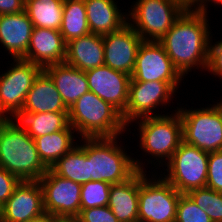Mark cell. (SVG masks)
<instances>
[{"mask_svg": "<svg viewBox=\"0 0 222 222\" xmlns=\"http://www.w3.org/2000/svg\"><path fill=\"white\" fill-rule=\"evenodd\" d=\"M208 23L207 13L187 8L159 41L183 77L193 68L207 71L212 39Z\"/></svg>", "mask_w": 222, "mask_h": 222, "instance_id": "1", "label": "cell"}, {"mask_svg": "<svg viewBox=\"0 0 222 222\" xmlns=\"http://www.w3.org/2000/svg\"><path fill=\"white\" fill-rule=\"evenodd\" d=\"M0 167L21 181H38L48 170L34 139L15 118H0Z\"/></svg>", "mask_w": 222, "mask_h": 222, "instance_id": "2", "label": "cell"}, {"mask_svg": "<svg viewBox=\"0 0 222 222\" xmlns=\"http://www.w3.org/2000/svg\"><path fill=\"white\" fill-rule=\"evenodd\" d=\"M80 138L78 144L89 155V181L122 183L138 170H144L141 159L131 158L123 145L117 144L119 137ZM143 164V165H142Z\"/></svg>", "mask_w": 222, "mask_h": 222, "instance_id": "3", "label": "cell"}, {"mask_svg": "<svg viewBox=\"0 0 222 222\" xmlns=\"http://www.w3.org/2000/svg\"><path fill=\"white\" fill-rule=\"evenodd\" d=\"M68 120L81 138L120 137L128 127L116 108L91 91L68 109Z\"/></svg>", "mask_w": 222, "mask_h": 222, "instance_id": "4", "label": "cell"}, {"mask_svg": "<svg viewBox=\"0 0 222 222\" xmlns=\"http://www.w3.org/2000/svg\"><path fill=\"white\" fill-rule=\"evenodd\" d=\"M174 111L169 115L143 117L135 122L139 125V147L154 157L153 163L159 160L156 165L163 166V162L165 165L183 142L182 120L178 110Z\"/></svg>", "mask_w": 222, "mask_h": 222, "instance_id": "5", "label": "cell"}, {"mask_svg": "<svg viewBox=\"0 0 222 222\" xmlns=\"http://www.w3.org/2000/svg\"><path fill=\"white\" fill-rule=\"evenodd\" d=\"M187 8L179 0H137L127 22L143 41H160Z\"/></svg>", "mask_w": 222, "mask_h": 222, "instance_id": "6", "label": "cell"}, {"mask_svg": "<svg viewBox=\"0 0 222 222\" xmlns=\"http://www.w3.org/2000/svg\"><path fill=\"white\" fill-rule=\"evenodd\" d=\"M146 172L140 171L138 222H175L181 193L162 176L154 173L151 179Z\"/></svg>", "mask_w": 222, "mask_h": 222, "instance_id": "7", "label": "cell"}, {"mask_svg": "<svg viewBox=\"0 0 222 222\" xmlns=\"http://www.w3.org/2000/svg\"><path fill=\"white\" fill-rule=\"evenodd\" d=\"M208 157L209 152L182 142L160 175L181 194L206 187Z\"/></svg>", "mask_w": 222, "mask_h": 222, "instance_id": "8", "label": "cell"}, {"mask_svg": "<svg viewBox=\"0 0 222 222\" xmlns=\"http://www.w3.org/2000/svg\"><path fill=\"white\" fill-rule=\"evenodd\" d=\"M183 142L206 152L222 151V116L214 104L204 108H179Z\"/></svg>", "mask_w": 222, "mask_h": 222, "instance_id": "9", "label": "cell"}, {"mask_svg": "<svg viewBox=\"0 0 222 222\" xmlns=\"http://www.w3.org/2000/svg\"><path fill=\"white\" fill-rule=\"evenodd\" d=\"M12 60L11 68L0 74V118H15L22 111L27 93L43 70L22 58Z\"/></svg>", "mask_w": 222, "mask_h": 222, "instance_id": "10", "label": "cell"}, {"mask_svg": "<svg viewBox=\"0 0 222 222\" xmlns=\"http://www.w3.org/2000/svg\"><path fill=\"white\" fill-rule=\"evenodd\" d=\"M38 181L46 214L65 221H73L79 215L81 184L55 174L50 168Z\"/></svg>", "mask_w": 222, "mask_h": 222, "instance_id": "11", "label": "cell"}, {"mask_svg": "<svg viewBox=\"0 0 222 222\" xmlns=\"http://www.w3.org/2000/svg\"><path fill=\"white\" fill-rule=\"evenodd\" d=\"M176 89L168 82L163 81H130L129 97L125 111L121 114L124 123L128 126L140 118L160 116L159 106L168 105L172 101Z\"/></svg>", "mask_w": 222, "mask_h": 222, "instance_id": "12", "label": "cell"}, {"mask_svg": "<svg viewBox=\"0 0 222 222\" xmlns=\"http://www.w3.org/2000/svg\"><path fill=\"white\" fill-rule=\"evenodd\" d=\"M184 77L175 68L159 41H143L139 46L131 81H163L176 90Z\"/></svg>", "mask_w": 222, "mask_h": 222, "instance_id": "13", "label": "cell"}, {"mask_svg": "<svg viewBox=\"0 0 222 222\" xmlns=\"http://www.w3.org/2000/svg\"><path fill=\"white\" fill-rule=\"evenodd\" d=\"M142 42L128 22L119 30L103 35L104 65L131 76Z\"/></svg>", "mask_w": 222, "mask_h": 222, "instance_id": "14", "label": "cell"}, {"mask_svg": "<svg viewBox=\"0 0 222 222\" xmlns=\"http://www.w3.org/2000/svg\"><path fill=\"white\" fill-rule=\"evenodd\" d=\"M44 214L43 192L39 181H21L0 208V222H27Z\"/></svg>", "mask_w": 222, "mask_h": 222, "instance_id": "15", "label": "cell"}, {"mask_svg": "<svg viewBox=\"0 0 222 222\" xmlns=\"http://www.w3.org/2000/svg\"><path fill=\"white\" fill-rule=\"evenodd\" d=\"M85 74L89 91L110 103L122 114L128 103L131 76L107 65L85 71Z\"/></svg>", "mask_w": 222, "mask_h": 222, "instance_id": "16", "label": "cell"}, {"mask_svg": "<svg viewBox=\"0 0 222 222\" xmlns=\"http://www.w3.org/2000/svg\"><path fill=\"white\" fill-rule=\"evenodd\" d=\"M66 57V43L59 30L34 27L28 50L22 59L31 61L42 69L63 63Z\"/></svg>", "mask_w": 222, "mask_h": 222, "instance_id": "17", "label": "cell"}, {"mask_svg": "<svg viewBox=\"0 0 222 222\" xmlns=\"http://www.w3.org/2000/svg\"><path fill=\"white\" fill-rule=\"evenodd\" d=\"M34 25L26 11L0 15V44L11 58H23L28 50Z\"/></svg>", "mask_w": 222, "mask_h": 222, "instance_id": "18", "label": "cell"}, {"mask_svg": "<svg viewBox=\"0 0 222 222\" xmlns=\"http://www.w3.org/2000/svg\"><path fill=\"white\" fill-rule=\"evenodd\" d=\"M68 113L61 95L50 76L42 70L27 93L20 113Z\"/></svg>", "mask_w": 222, "mask_h": 222, "instance_id": "19", "label": "cell"}, {"mask_svg": "<svg viewBox=\"0 0 222 222\" xmlns=\"http://www.w3.org/2000/svg\"><path fill=\"white\" fill-rule=\"evenodd\" d=\"M64 62L84 72L104 65L103 35L89 33L67 42Z\"/></svg>", "mask_w": 222, "mask_h": 222, "instance_id": "20", "label": "cell"}, {"mask_svg": "<svg viewBox=\"0 0 222 222\" xmlns=\"http://www.w3.org/2000/svg\"><path fill=\"white\" fill-rule=\"evenodd\" d=\"M43 70L50 76L68 109L89 91L85 72L74 66L63 62L50 65Z\"/></svg>", "mask_w": 222, "mask_h": 222, "instance_id": "21", "label": "cell"}, {"mask_svg": "<svg viewBox=\"0 0 222 222\" xmlns=\"http://www.w3.org/2000/svg\"><path fill=\"white\" fill-rule=\"evenodd\" d=\"M140 171L128 180L111 184L108 207L119 222H138Z\"/></svg>", "mask_w": 222, "mask_h": 222, "instance_id": "22", "label": "cell"}, {"mask_svg": "<svg viewBox=\"0 0 222 222\" xmlns=\"http://www.w3.org/2000/svg\"><path fill=\"white\" fill-rule=\"evenodd\" d=\"M116 0H84L90 32L105 35L127 23V13L119 10Z\"/></svg>", "mask_w": 222, "mask_h": 222, "instance_id": "23", "label": "cell"}, {"mask_svg": "<svg viewBox=\"0 0 222 222\" xmlns=\"http://www.w3.org/2000/svg\"><path fill=\"white\" fill-rule=\"evenodd\" d=\"M76 132L70 125L64 130L35 138L36 149L40 160L47 168H51L62 156L71 151L77 144Z\"/></svg>", "mask_w": 222, "mask_h": 222, "instance_id": "24", "label": "cell"}, {"mask_svg": "<svg viewBox=\"0 0 222 222\" xmlns=\"http://www.w3.org/2000/svg\"><path fill=\"white\" fill-rule=\"evenodd\" d=\"M15 119L33 139L64 130L69 125L68 113H19Z\"/></svg>", "mask_w": 222, "mask_h": 222, "instance_id": "25", "label": "cell"}, {"mask_svg": "<svg viewBox=\"0 0 222 222\" xmlns=\"http://www.w3.org/2000/svg\"><path fill=\"white\" fill-rule=\"evenodd\" d=\"M64 0H25V11L34 27L60 30Z\"/></svg>", "mask_w": 222, "mask_h": 222, "instance_id": "26", "label": "cell"}, {"mask_svg": "<svg viewBox=\"0 0 222 222\" xmlns=\"http://www.w3.org/2000/svg\"><path fill=\"white\" fill-rule=\"evenodd\" d=\"M50 169L55 174L82 185L89 182V155L76 145Z\"/></svg>", "mask_w": 222, "mask_h": 222, "instance_id": "27", "label": "cell"}, {"mask_svg": "<svg viewBox=\"0 0 222 222\" xmlns=\"http://www.w3.org/2000/svg\"><path fill=\"white\" fill-rule=\"evenodd\" d=\"M60 33L65 43L90 32L84 0H64Z\"/></svg>", "mask_w": 222, "mask_h": 222, "instance_id": "28", "label": "cell"}, {"mask_svg": "<svg viewBox=\"0 0 222 222\" xmlns=\"http://www.w3.org/2000/svg\"><path fill=\"white\" fill-rule=\"evenodd\" d=\"M187 195L206 212L212 222H222V193L206 186L193 189Z\"/></svg>", "mask_w": 222, "mask_h": 222, "instance_id": "29", "label": "cell"}, {"mask_svg": "<svg viewBox=\"0 0 222 222\" xmlns=\"http://www.w3.org/2000/svg\"><path fill=\"white\" fill-rule=\"evenodd\" d=\"M111 184L105 181H89L81 186L80 210L108 206Z\"/></svg>", "mask_w": 222, "mask_h": 222, "instance_id": "30", "label": "cell"}, {"mask_svg": "<svg viewBox=\"0 0 222 222\" xmlns=\"http://www.w3.org/2000/svg\"><path fill=\"white\" fill-rule=\"evenodd\" d=\"M175 222H212L209 216L198 207L187 194H181Z\"/></svg>", "mask_w": 222, "mask_h": 222, "instance_id": "31", "label": "cell"}, {"mask_svg": "<svg viewBox=\"0 0 222 222\" xmlns=\"http://www.w3.org/2000/svg\"><path fill=\"white\" fill-rule=\"evenodd\" d=\"M206 186L222 193V151L209 152Z\"/></svg>", "mask_w": 222, "mask_h": 222, "instance_id": "32", "label": "cell"}, {"mask_svg": "<svg viewBox=\"0 0 222 222\" xmlns=\"http://www.w3.org/2000/svg\"><path fill=\"white\" fill-rule=\"evenodd\" d=\"M74 222H119L108 206L80 210Z\"/></svg>", "mask_w": 222, "mask_h": 222, "instance_id": "33", "label": "cell"}, {"mask_svg": "<svg viewBox=\"0 0 222 222\" xmlns=\"http://www.w3.org/2000/svg\"><path fill=\"white\" fill-rule=\"evenodd\" d=\"M20 182L18 177L0 167V208L12 196Z\"/></svg>", "mask_w": 222, "mask_h": 222, "instance_id": "34", "label": "cell"}, {"mask_svg": "<svg viewBox=\"0 0 222 222\" xmlns=\"http://www.w3.org/2000/svg\"><path fill=\"white\" fill-rule=\"evenodd\" d=\"M207 71L211 72V75L218 76L219 79L222 78V40L217 41L214 45L212 40L210 41Z\"/></svg>", "mask_w": 222, "mask_h": 222, "instance_id": "35", "label": "cell"}, {"mask_svg": "<svg viewBox=\"0 0 222 222\" xmlns=\"http://www.w3.org/2000/svg\"><path fill=\"white\" fill-rule=\"evenodd\" d=\"M25 10V0H0V15L15 14Z\"/></svg>", "mask_w": 222, "mask_h": 222, "instance_id": "36", "label": "cell"}, {"mask_svg": "<svg viewBox=\"0 0 222 222\" xmlns=\"http://www.w3.org/2000/svg\"><path fill=\"white\" fill-rule=\"evenodd\" d=\"M212 2L216 6L222 4V0H199L197 8L200 9L201 11H204L205 13H209V12H207V8L209 5L208 3L212 4Z\"/></svg>", "mask_w": 222, "mask_h": 222, "instance_id": "37", "label": "cell"}, {"mask_svg": "<svg viewBox=\"0 0 222 222\" xmlns=\"http://www.w3.org/2000/svg\"><path fill=\"white\" fill-rule=\"evenodd\" d=\"M60 220L48 215V214H44L43 216L34 219V220H30L27 222H59Z\"/></svg>", "mask_w": 222, "mask_h": 222, "instance_id": "38", "label": "cell"}, {"mask_svg": "<svg viewBox=\"0 0 222 222\" xmlns=\"http://www.w3.org/2000/svg\"><path fill=\"white\" fill-rule=\"evenodd\" d=\"M184 5H186L188 8H195L198 6L199 0H179Z\"/></svg>", "mask_w": 222, "mask_h": 222, "instance_id": "39", "label": "cell"}, {"mask_svg": "<svg viewBox=\"0 0 222 222\" xmlns=\"http://www.w3.org/2000/svg\"><path fill=\"white\" fill-rule=\"evenodd\" d=\"M214 106L218 109V111L220 112V114L222 116V100H220V102H216V104H214Z\"/></svg>", "mask_w": 222, "mask_h": 222, "instance_id": "40", "label": "cell"}, {"mask_svg": "<svg viewBox=\"0 0 222 222\" xmlns=\"http://www.w3.org/2000/svg\"><path fill=\"white\" fill-rule=\"evenodd\" d=\"M59 222H74V221H65V220H60Z\"/></svg>", "mask_w": 222, "mask_h": 222, "instance_id": "41", "label": "cell"}]
</instances>
